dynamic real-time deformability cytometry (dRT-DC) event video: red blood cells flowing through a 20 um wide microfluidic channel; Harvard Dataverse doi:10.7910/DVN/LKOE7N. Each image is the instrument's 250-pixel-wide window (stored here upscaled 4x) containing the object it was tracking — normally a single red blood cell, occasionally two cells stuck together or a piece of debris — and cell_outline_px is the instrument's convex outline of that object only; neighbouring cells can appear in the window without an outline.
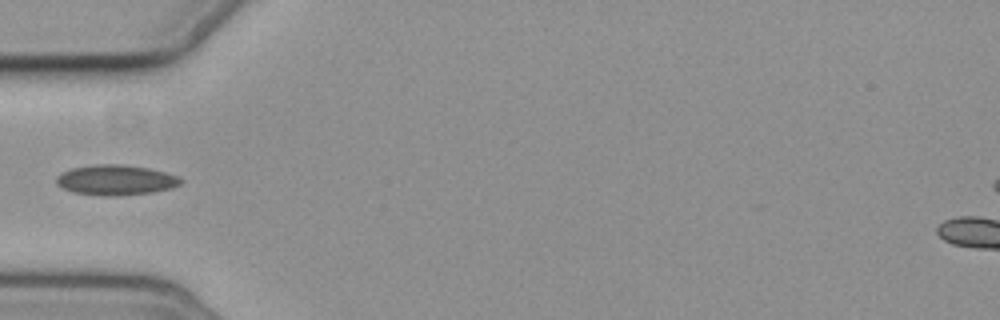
{"species": "common noctule bat (a hibernating species)", "species_latin": "Nyctalus noctula", "temperature_condition": "cold", "stored_images_in_passage": 4, "camera_frame_rate_fps": 3000, "um_per_image_px": 0.085, "animal": {"sex": "female", "body_mass_g": 19.3, "forearm_length_mm": 54.1}, "frame": {"image": 1, "passage_image": 1, "time_ms": 0.0, "image_size_px": [1000, 320], "cell_outline_px": [[184, 180], [180, 184], [172, 188], [152, 192], [116, 196], [104, 196], [72, 192], [56, 184], [56, 176], [72, 168], [96, 164], [120, 164], [148, 168], [180, 176]], "centroid_in_image_um": [9.86, 15.3], "position_along_channel_um": 75.1, "area_um2": 21.91}}
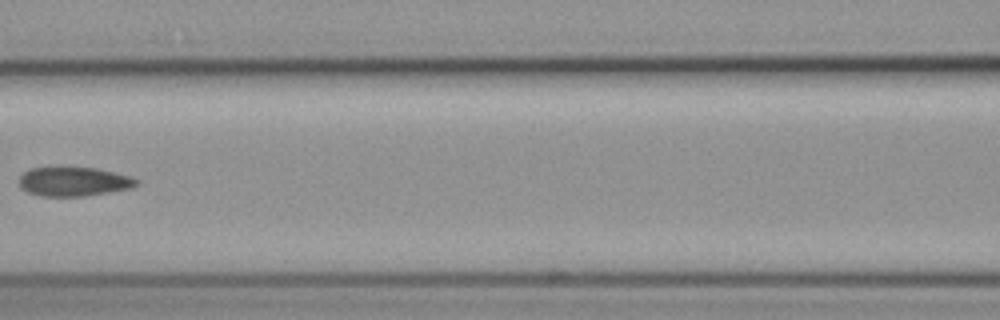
{"frame": {"image": 2, "passage_image": 3, "time_ms": 2.333, "image_size_px": [1000, 320], "cell_outline_px": [[140, 184], [132, 188], [84, 196], [40, 196], [28, 192], [20, 188], [20, 176], [24, 172], [32, 168], [96, 168], [128, 176], [140, 180]], "centroid_in_image_um": [6.28, 15.45], "position_along_channel_um": 160.3, "area_um2": 19.71}}
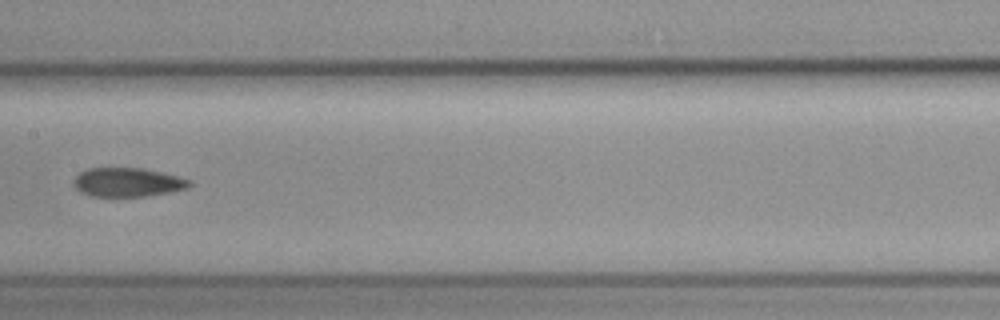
{"frame": {"image": 3, "passage_image": 4, "time_ms": 3.333, "image_size_px": [1000, 320], "cell_outline_px": [[192, 184], [188, 188], [172, 192], [144, 196], [92, 196], [80, 192], [72, 184], [72, 180], [80, 172], [88, 168], [144, 168], [192, 180]], "centroid_in_image_um": [10.84, 15.49], "position_along_channel_um": 196.6, "area_um2": 19.59}}